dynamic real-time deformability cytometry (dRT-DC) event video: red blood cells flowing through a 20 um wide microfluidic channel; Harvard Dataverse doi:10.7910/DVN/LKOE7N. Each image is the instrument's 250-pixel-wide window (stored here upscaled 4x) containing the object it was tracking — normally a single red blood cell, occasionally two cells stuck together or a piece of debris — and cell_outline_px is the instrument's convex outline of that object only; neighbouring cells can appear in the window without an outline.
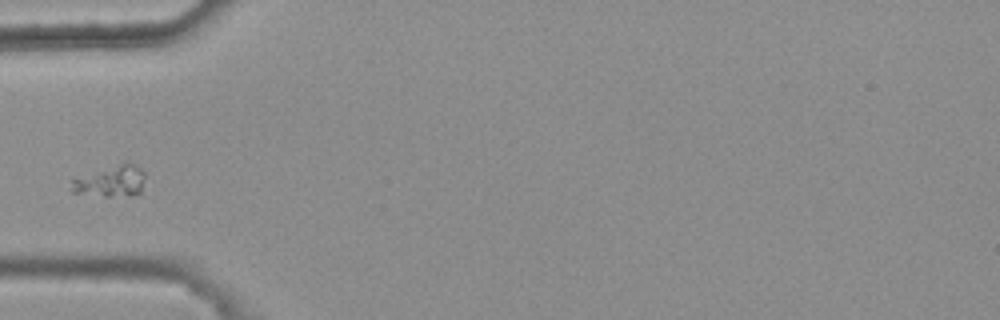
{"species": "common noctule bat (a hibernating species)", "species_latin": "Nyctalus noctula", "temperature_condition": "warm", "stored_images_in_passage": 4, "camera_frame_rate_fps": 3000, "um_per_image_px": 0.085, "animal": {"sex": "female", "body_mass_g": 25.1}, "frame": {"image": 1, "passage_image": 1, "time_ms": 0.0, "image_size_px": [1000, 320], "cell_outline_px": [[144, 176], [140, 192], [132, 196], [104, 196], [72, 192], [72, 180], [120, 164], [132, 164], [140, 168], [144, 172]], "centroid_in_image_um": [9.47, 15.45], "position_along_channel_um": 75.5, "area_um2": 12.66}}